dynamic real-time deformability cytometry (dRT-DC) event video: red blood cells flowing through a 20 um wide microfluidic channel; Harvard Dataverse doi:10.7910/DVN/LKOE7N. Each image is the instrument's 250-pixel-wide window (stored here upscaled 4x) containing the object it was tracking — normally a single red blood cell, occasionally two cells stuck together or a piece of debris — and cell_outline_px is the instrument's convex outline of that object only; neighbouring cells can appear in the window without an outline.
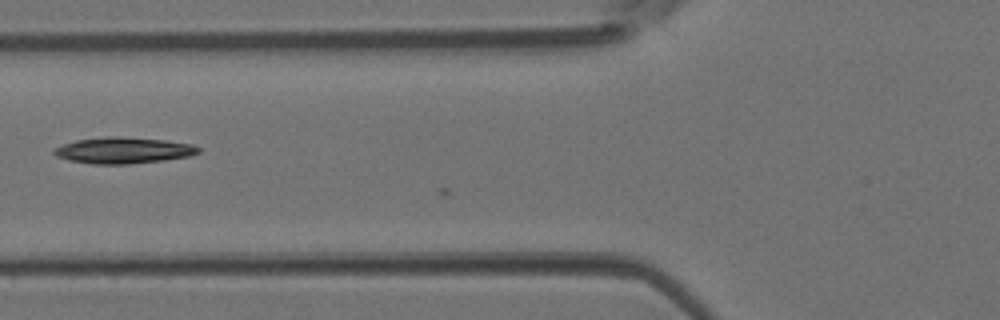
{"species": "Egyptian fruit bat (a non-hibernating species)", "species_latin": "Rousettus aegyptiacus", "temperature_condition": "room temperature", "stored_images_in_passage": 4, "camera_frame_rate_fps": 3000, "um_per_image_px": 0.085, "animal": {"sex": "female"}, "frame": {"image": 1, "passage_image": 3, "time_ms": 0.667, "image_size_px": [1000, 320], "cell_outline_px": [[200, 152], [188, 156], [164, 160], [128, 164], [92, 164], [68, 160], [56, 156], [52, 152], [52, 148], [76, 140], [112, 136], [116, 136], [164, 140], [192, 144], [200, 148]], "centroid_in_image_um": [10.45, 12.78], "position_along_channel_um": 115.3, "area_um2": 21.96}}